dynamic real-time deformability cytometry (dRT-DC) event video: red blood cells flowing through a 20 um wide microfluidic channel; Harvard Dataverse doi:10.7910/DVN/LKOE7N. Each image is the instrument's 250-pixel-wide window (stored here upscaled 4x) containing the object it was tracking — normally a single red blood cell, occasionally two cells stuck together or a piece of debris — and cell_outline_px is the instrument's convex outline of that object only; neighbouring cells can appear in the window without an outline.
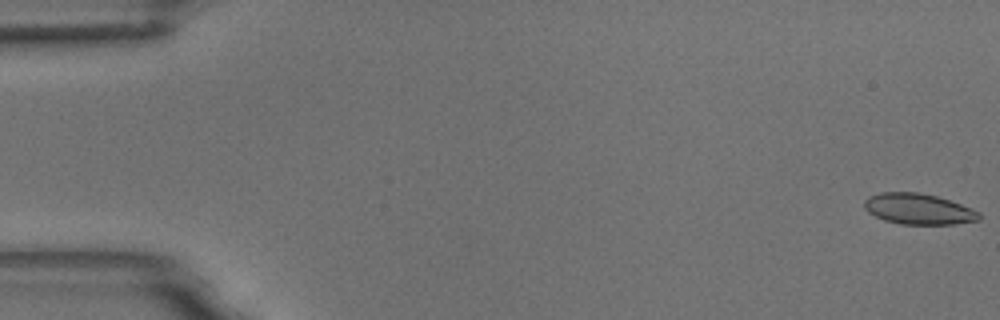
{"species": "common noctule bat (a hibernating species)", "species_latin": "Nyctalus noctula", "temperature_condition": "room temperature", "stored_images_in_passage": 59, "camera_frame_rate_fps": 3000, "um_per_image_px": 0.085, "animal": {"sex": "male", "body_mass_g": 18.8}, "frame": {"image": 1, "passage_image": 1, "time_ms": 0.0, "image_size_px": [1000, 320], "cell_outline_px": [[980, 220], [952, 224], [900, 224], [884, 220], [868, 212], [864, 208], [864, 200], [868, 196], [880, 192], [916, 192], [936, 196], [972, 208], [980, 212]], "centroid_in_image_um": [78.05, 17.76], "position_along_channel_um": 7.0, "area_um2": 20.58}}
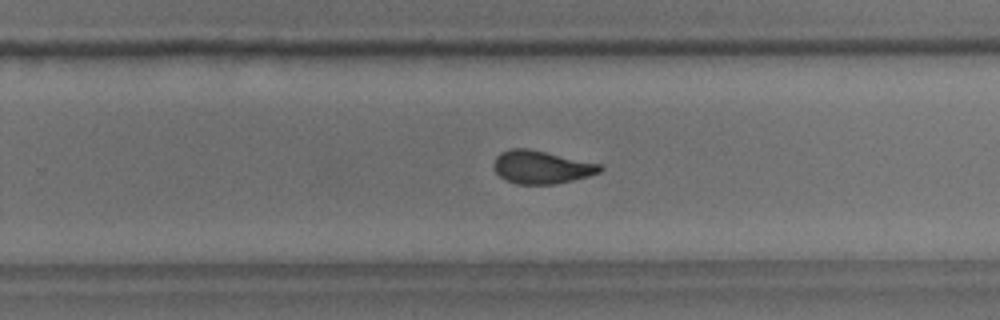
{"frame": {"image": 2, "passage_image": 38, "time_ms": 12.333, "image_size_px": [1000, 320], "cell_outline_px": [[604, 168], [600, 172], [588, 176], [556, 184], [516, 184], [500, 176], [492, 168], [492, 164], [496, 156], [500, 152], [508, 148], [528, 148], [600, 164]], "centroid_in_image_um": [45.98, 14.2], "position_along_channel_um": 283.8, "area_um2": 20.46}}
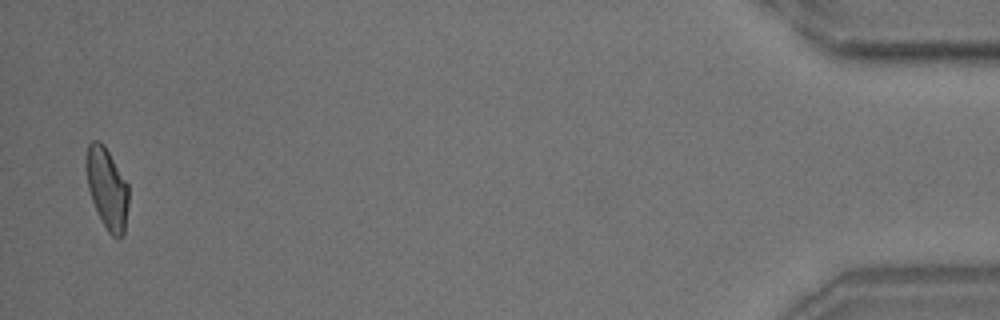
{"frame": {"image": 3, "passage_image": 58, "time_ms": 19.0, "image_size_px": [1000, 320], "cell_outline_px": [[128, 204], [124, 236], [120, 240], [116, 240], [108, 232], [92, 200], [88, 188], [84, 168], [84, 160], [88, 144], [92, 140], [100, 140], [104, 144], [128, 184]], "centroid_in_image_um": [9.08, 15.99], "position_along_channel_um": 426.1, "area_um2": 20.4}, "authors_computed_cell_mechanics": {"area_um2": 20.6924, "velocity_mm_per_s": 3.4467, "shape_relaxation_time_tau1_ms": 8.2633, "shape_relaxation_time_tau2_ms": 1.516, "deformation_change_tau1": 0.1713, "deformation_change_tau2": 0.0737}}